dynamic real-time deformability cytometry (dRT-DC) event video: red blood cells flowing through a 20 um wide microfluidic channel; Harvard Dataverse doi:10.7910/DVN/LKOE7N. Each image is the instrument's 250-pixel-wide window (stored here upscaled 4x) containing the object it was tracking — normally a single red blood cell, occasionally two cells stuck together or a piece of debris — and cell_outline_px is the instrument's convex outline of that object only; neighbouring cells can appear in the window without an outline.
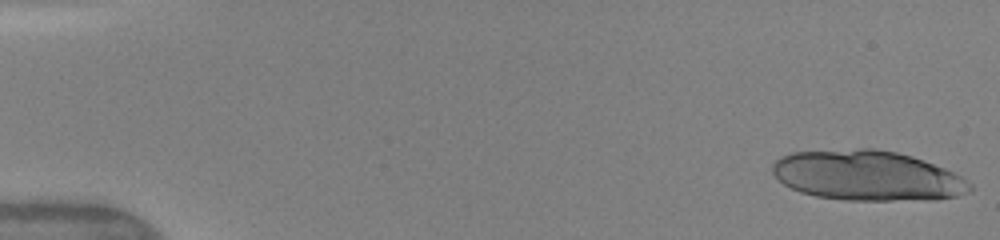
{"species": "human", "species_latin": "Homo sapiens", "temperature_condition": "warm", "stored_images_in_passage": 16, "camera_frame_rate_fps": 3000, "um_per_image_px": 0.085, "donor": {"sex": "female"}, "frame": {"image": 1, "passage_image": 1, "time_ms": 0.0, "image_size_px": [1000, 240], "cell_outline_px": [[972, 192], [956, 196], [936, 200], [844, 200], [816, 196], [800, 192], [784, 184], [772, 172], [772, 164], [780, 156], [792, 152], [860, 148], [876, 148], [896, 152], [912, 156], [924, 160], [944, 168], [960, 176], [972, 184]], "centroid_in_image_um": [73.74, 14.93], "position_along_channel_um": 11.3, "area_um2": 57.86}}